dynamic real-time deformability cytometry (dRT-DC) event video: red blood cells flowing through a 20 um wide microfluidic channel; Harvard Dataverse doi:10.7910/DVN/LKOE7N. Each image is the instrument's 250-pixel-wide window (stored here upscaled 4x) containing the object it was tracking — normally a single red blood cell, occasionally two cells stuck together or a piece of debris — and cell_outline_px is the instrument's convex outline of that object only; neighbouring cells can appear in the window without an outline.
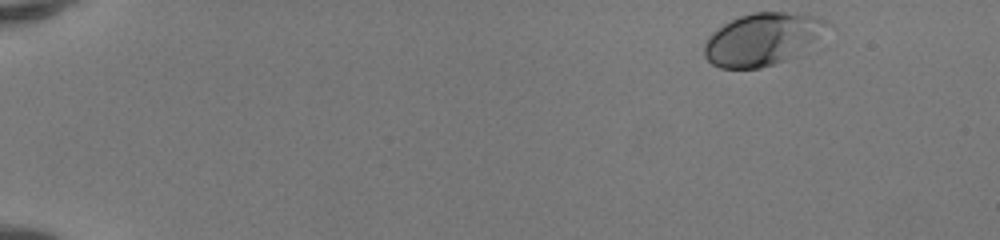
{"species": "human", "species_latin": "Homo sapiens", "temperature_condition": "room temperature", "stored_images_in_passage": 46, "camera_frame_rate_fps": 3000, "um_per_image_px": 0.085, "donor": {"sex": "female"}, "frame": {"image": 1, "passage_image": 1, "time_ms": 0.0, "image_size_px": [1000, 240], "cell_outline_px": [[832, 24], [800, 56], [788, 60], [760, 68], [720, 68], [712, 64], [704, 56], [704, 44], [708, 36], [712, 32], [724, 24], [740, 16], [752, 12], [784, 12], [820, 16]], "centroid_in_image_um": [64.85, 3.34], "position_along_channel_um": 20.2, "area_um2": 37.92}}
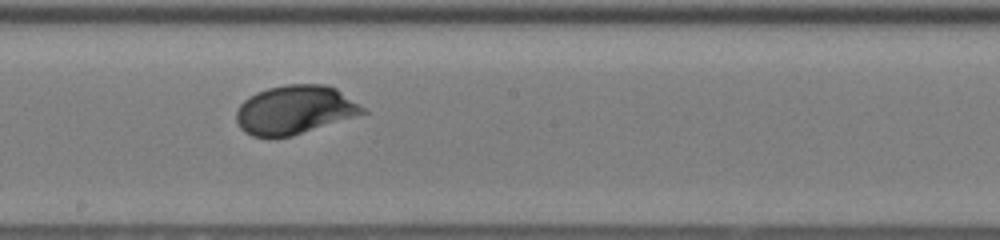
{"frame": {"image": 2, "passage_image": 26, "time_ms": 8.333, "image_size_px": [1000, 240], "cell_outline_px": [[368, 112], [292, 136], [252, 136], [244, 132], [240, 128], [236, 120], [236, 112], [240, 104], [248, 96], [256, 92], [268, 88], [288, 84], [324, 84], [336, 88], [368, 108]], "centroid_in_image_um": [25.07, 9.32], "position_along_channel_um": 223.1, "area_um2": 35.95}}
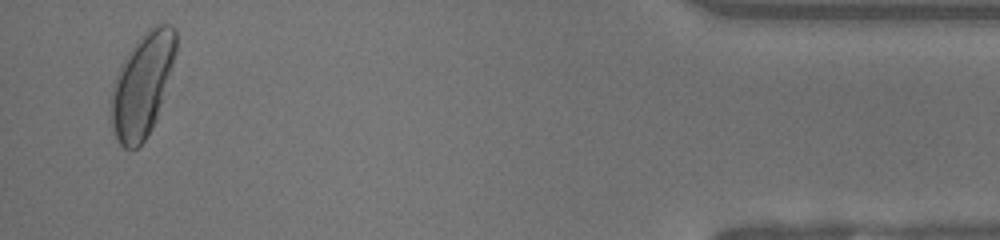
{"frame": {"image": 3, "passage_image": 45, "time_ms": 14.667, "image_size_px": [1000, 240], "cell_outline_px": [[176, 52], [172, 68], [156, 120], [152, 128], [144, 140], [136, 148], [124, 148], [120, 144], [112, 128], [112, 92], [120, 64], [128, 52], [140, 36], [148, 28], [156, 24], [168, 24], [176, 28]], "centroid_in_image_um": [12.12, 7.18], "position_along_channel_um": 423.1, "area_um2": 38.55}, "authors_computed_cell_mechanics": {"area_um2": 35.5181, "velocity_mm_per_s": 4.1227, "shape_relaxation_time_tau1_ms": 2.4503, "shape_relaxation_time_tau2_ms": null, "deformation_change_tau1": 0.1261, "deformation_change_tau2": null}}